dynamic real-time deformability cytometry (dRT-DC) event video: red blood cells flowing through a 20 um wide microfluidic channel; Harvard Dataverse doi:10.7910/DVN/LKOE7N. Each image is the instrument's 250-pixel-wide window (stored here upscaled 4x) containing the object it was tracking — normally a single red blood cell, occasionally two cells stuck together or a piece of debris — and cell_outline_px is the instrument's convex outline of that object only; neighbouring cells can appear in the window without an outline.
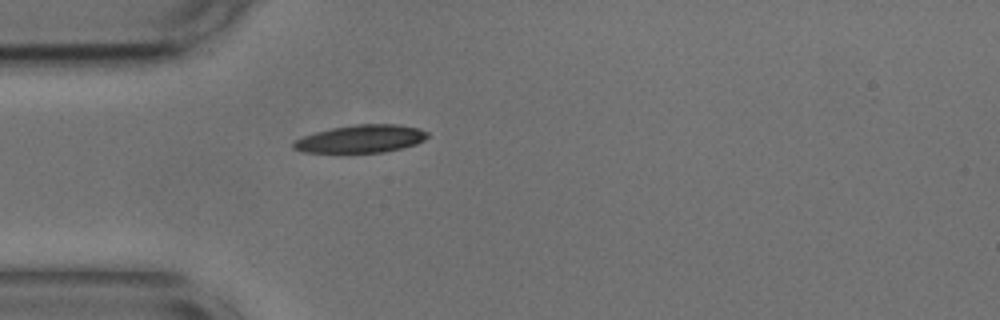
{"species": "common noctule bat (a hibernating species)", "species_latin": "Nyctalus noctula", "temperature_condition": "cold", "stored_images_in_passage": 40, "camera_frame_rate_fps": 3000, "um_per_image_px": 0.085, "animal": {"sex": "male", "body_mass_g": 17.9, "forearm_length_mm": 54.2}, "frame": {"image": 1, "passage_image": 1, "time_ms": 0.0, "image_size_px": [1000, 320], "cell_outline_px": [[428, 136], [424, 140], [416, 144], [384, 152], [304, 152], [292, 148], [292, 144], [296, 140], [304, 136], [316, 132], [332, 128], [356, 124], [396, 124], [420, 128], [428, 132]], "centroid_in_image_um": [30.7, 11.79], "position_along_channel_um": 54.3, "area_um2": 21.5}}
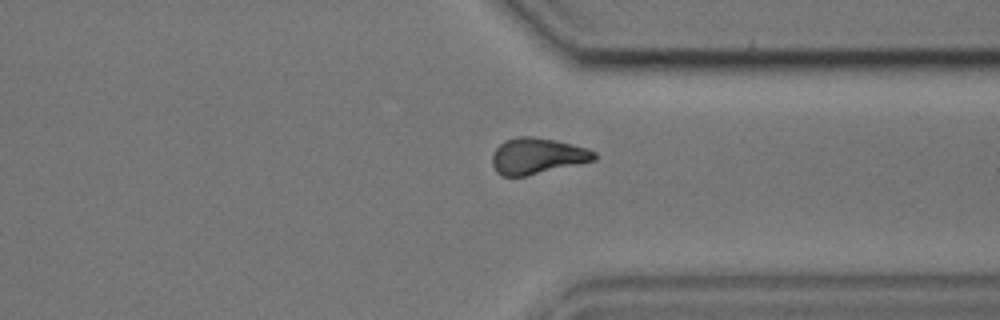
{"frame": {"image": 2, "passage_image": 27, "time_ms": 8.667, "image_size_px": [1000, 320], "cell_outline_px": [[596, 160], [524, 176], [500, 176], [496, 172], [492, 164], [492, 156], [496, 148], [504, 140], [516, 136], [532, 136], [556, 140], [588, 148], [596, 152]], "centroid_in_image_um": [45.65, 13.24], "position_along_channel_um": 365.7, "area_um2": 21.5}}
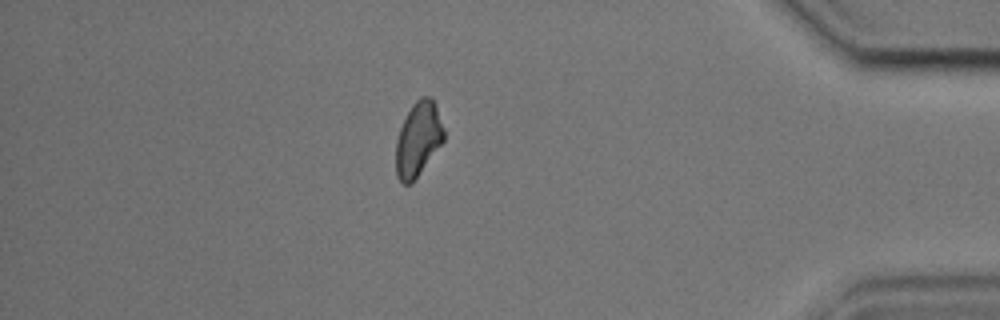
{"frame": {"image": 3, "passage_image": 33, "time_ms": 10.667, "image_size_px": [1000, 320], "cell_outline_px": [[444, 140], [412, 184], [404, 184], [396, 176], [396, 140], [400, 128], [412, 104], [420, 96], [428, 96], [432, 100], [436, 108], [444, 128]], "centroid_in_image_um": [35.53, 11.85], "position_along_channel_um": 399.7, "area_um2": 20.58}, "authors_computed_cell_mechanics": {"area_um2": 21.5016, "velocity_mm_per_s": 3.652, "shape_relaxation_time_tau1_ms": null, "shape_relaxation_time_tau2_ms": 10.0384, "deformation_change_tau1": null, "deformation_change_tau2": 0.1641}}